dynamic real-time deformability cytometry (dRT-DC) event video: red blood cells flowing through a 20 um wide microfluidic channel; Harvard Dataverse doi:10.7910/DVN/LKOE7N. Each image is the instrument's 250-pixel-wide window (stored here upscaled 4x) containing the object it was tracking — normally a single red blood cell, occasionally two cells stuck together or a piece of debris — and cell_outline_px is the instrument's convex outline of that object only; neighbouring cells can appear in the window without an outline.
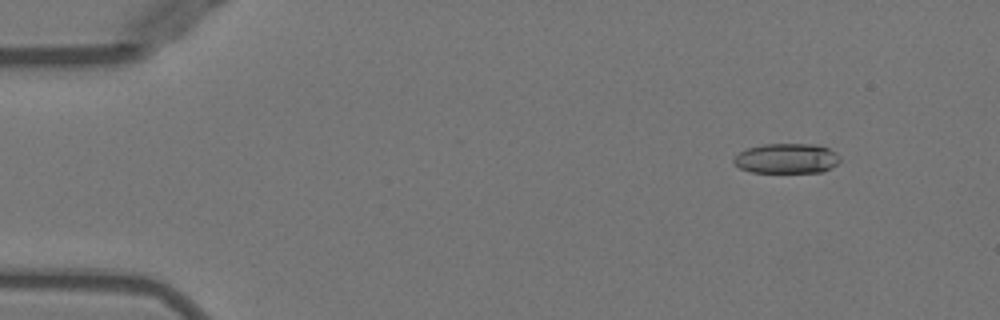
{"species": "Egyptian fruit bat (a non-hibernating species)", "species_latin": "Rousettus aegyptiacus", "temperature_condition": "warm", "stored_images_in_passage": 51, "camera_frame_rate_fps": 3000, "um_per_image_px": 0.085, "animal": {"sex": "female"}, "frame": {"image": 1, "passage_image": 6, "time_ms": 1.667, "image_size_px": [1000, 320], "cell_outline_px": [[840, 160], [832, 168], [824, 172], [752, 172], [740, 168], [732, 160], [740, 152], [748, 148], [764, 144], [816, 144], [828, 148], [836, 152], [840, 156]], "centroid_in_image_um": [66.91, 13.47], "position_along_channel_um": 18.1, "area_um2": 18.55}}
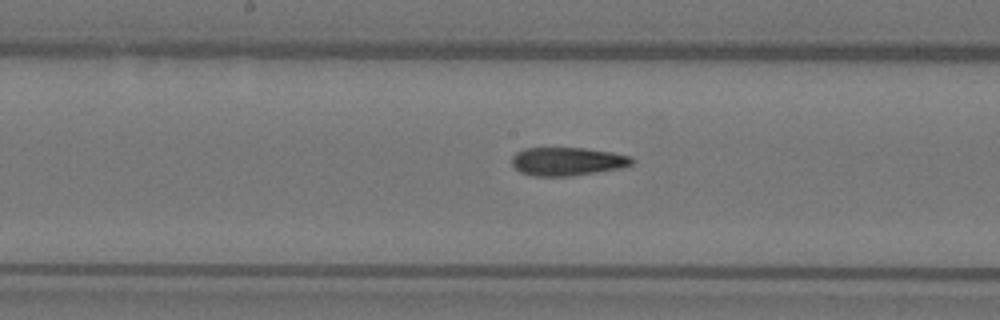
{"frame": {"image": 2, "passage_image": 27, "time_ms": 8.667, "image_size_px": [1000, 320], "cell_outline_px": [[632, 164], [620, 168], [572, 176], [532, 176], [520, 172], [512, 164], [512, 156], [516, 152], [524, 148], [584, 148], [612, 152], [632, 156]], "centroid_in_image_um": [48.2, 13.72], "position_along_channel_um": 200.0, "area_um2": 19.83}}
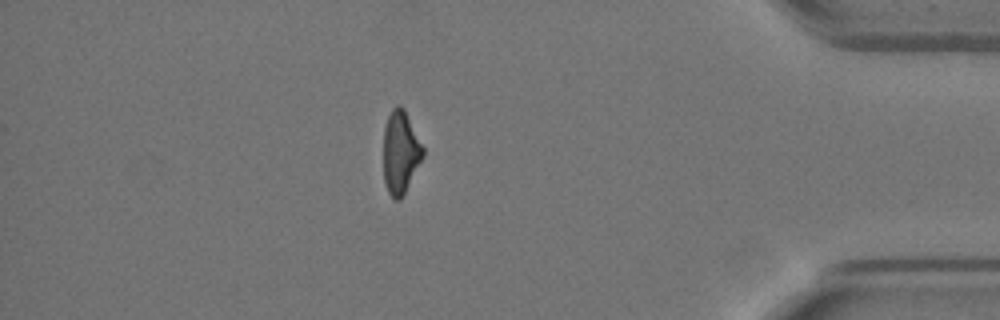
{"frame": {"image": 3, "passage_image": 45, "time_ms": 14.667, "image_size_px": [1000, 320], "cell_outline_px": [[424, 156], [400, 200], [396, 200], [388, 192], [384, 180], [384, 128], [388, 116], [392, 108], [396, 104], [400, 104], [404, 108], [424, 148]], "centroid_in_image_um": [34.04, 12.91], "position_along_channel_um": 401.2, "area_um2": 18.96}, "authors_computed_cell_mechanics": {"area_um2": 19.5942, "velocity_mm_per_s": 3.9958, "shape_relaxation_time_tau1_ms": null, "shape_relaxation_time_tau2_ms": 2.4564, "deformation_change_tau1": null, "deformation_change_tau2": 0.1098}}